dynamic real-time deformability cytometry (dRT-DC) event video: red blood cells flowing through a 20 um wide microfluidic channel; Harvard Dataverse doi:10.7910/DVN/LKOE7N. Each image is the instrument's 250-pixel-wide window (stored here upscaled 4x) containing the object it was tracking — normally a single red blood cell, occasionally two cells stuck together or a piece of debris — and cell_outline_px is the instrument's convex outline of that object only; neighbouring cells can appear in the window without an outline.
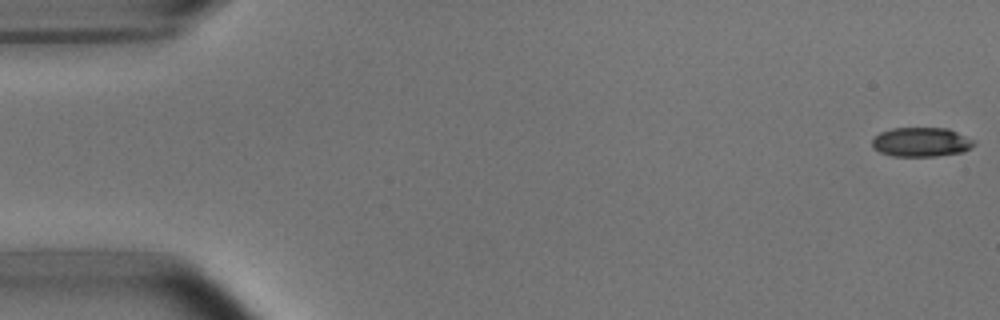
{"species": "common noctule bat (a hibernating species)", "species_latin": "Nyctalus noctula", "temperature_condition": "room temperature", "stored_images_in_passage": 13, "camera_frame_rate_fps": 3000, "um_per_image_px": 0.085, "animal": {"sex": "male", "body_mass_g": 15.6}, "frame": {"image": 1, "passage_image": 1, "time_ms": 0.0, "image_size_px": [1000, 320], "cell_outline_px": [[976, 144], [972, 148], [964, 152], [936, 156], [892, 156], [880, 152], [872, 148], [872, 140], [880, 132], [892, 128], [948, 128], [976, 140]], "centroid_in_image_um": [78.34, 12.08], "position_along_channel_um": 6.7, "area_um2": 17.63}}